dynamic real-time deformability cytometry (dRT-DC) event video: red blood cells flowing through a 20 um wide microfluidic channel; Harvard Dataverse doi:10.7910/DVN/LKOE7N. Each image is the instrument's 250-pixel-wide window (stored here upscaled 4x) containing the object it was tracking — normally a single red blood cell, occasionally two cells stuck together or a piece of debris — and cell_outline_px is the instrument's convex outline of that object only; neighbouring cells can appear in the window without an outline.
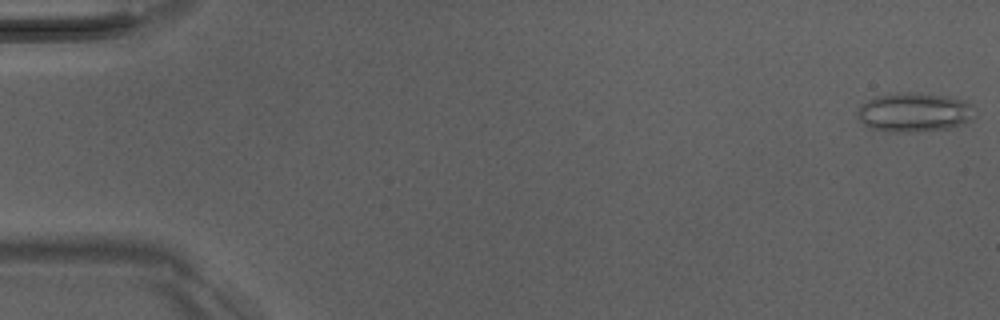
{"species": "Egyptian fruit bat (a non-hibernating species)", "species_latin": "Rousettus aegyptiacus", "temperature_condition": "room temperature", "stored_images_in_passage": 16, "camera_frame_rate_fps": 3000, "um_per_image_px": 0.085, "animal": {"sex": "male"}, "frame": {"image": 1, "passage_image": 1, "time_ms": 0.0, "image_size_px": [1000, 320], "cell_outline_px": [[972, 120], [964, 124], [948, 128], [916, 132], [892, 132], [868, 128], [856, 116], [856, 112], [860, 104], [876, 96], [908, 92], [912, 92], [948, 96], [964, 100], [972, 104]], "centroid_in_image_um": [77.68, 9.55], "position_along_channel_um": 7.3, "area_um2": 26.93}}